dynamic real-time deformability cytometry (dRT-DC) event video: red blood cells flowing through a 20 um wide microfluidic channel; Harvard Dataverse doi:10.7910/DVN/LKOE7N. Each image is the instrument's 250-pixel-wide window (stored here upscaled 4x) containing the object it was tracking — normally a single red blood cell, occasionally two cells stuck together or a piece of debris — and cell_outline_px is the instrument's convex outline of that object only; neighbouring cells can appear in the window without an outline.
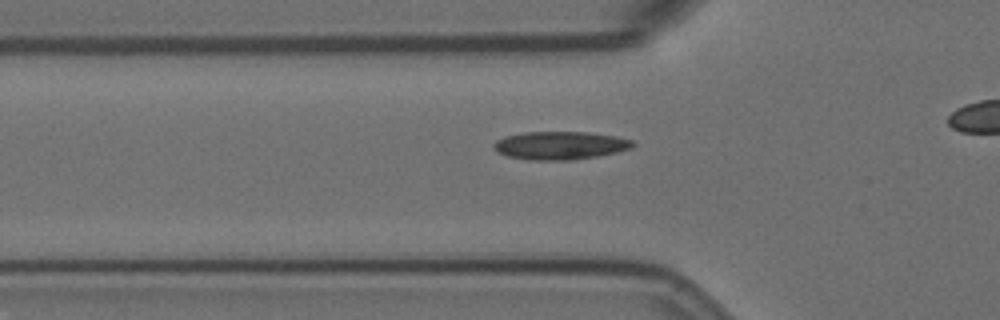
{"species": "Egyptian fruit bat (a non-hibernating species)", "species_latin": "Rousettus aegyptiacus", "temperature_condition": "room temperature", "stored_images_in_passage": 39, "camera_frame_rate_fps": 3000, "um_per_image_px": 0.085, "animal": {"sex": "female"}, "frame": {"image": 1, "passage_image": 12, "time_ms": 3.667, "image_size_px": [1000, 320], "cell_outline_px": [[636, 144], [632, 148], [616, 152], [596, 156], [568, 160], [532, 160], [508, 156], [496, 152], [492, 148], [492, 144], [496, 140], [504, 136], [524, 132], [588, 132], [616, 136], [632, 140]], "centroid_in_image_um": [47.58, 12.35], "position_along_channel_um": 78.2, "area_um2": 22.83}}
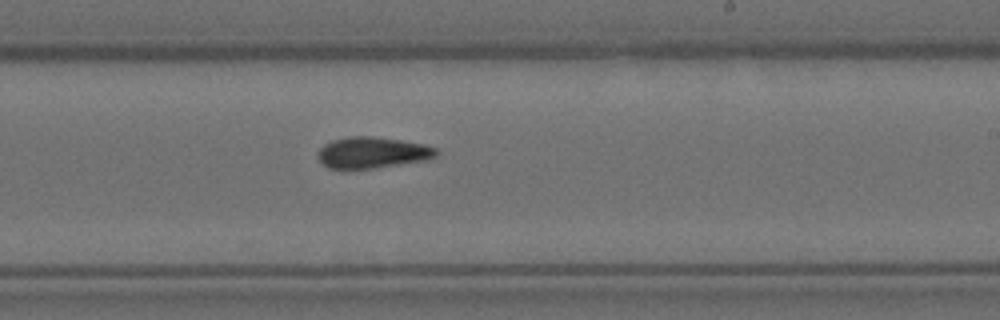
{"frame": {"image": 2, "passage_image": 27, "time_ms": 8.667, "image_size_px": [1000, 320], "cell_outline_px": [[436, 156], [424, 160], [372, 168], [328, 168], [320, 160], [320, 148], [324, 144], [332, 140], [348, 136], [372, 136], [400, 140], [424, 144], [436, 148]], "centroid_in_image_um": [31.65, 12.95], "position_along_channel_um": 257.4, "area_um2": 21.04}}
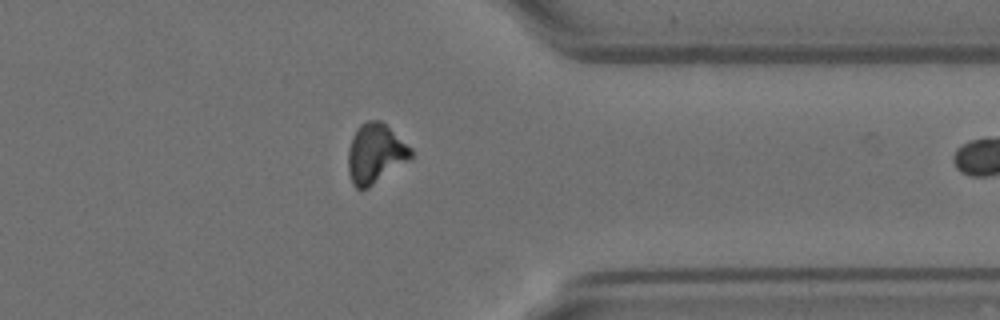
{"frame": {"image": 3, "passage_image": 38, "time_ms": 12.333, "image_size_px": [1000, 320], "cell_outline_px": [[412, 156], [408, 160], [368, 188], [356, 188], [352, 184], [348, 172], [348, 152], [352, 136], [356, 128], [360, 124], [368, 120], [380, 120], [412, 148]], "centroid_in_image_um": [31.87, 13.04], "position_along_channel_um": 379.5, "area_um2": 21.62}}